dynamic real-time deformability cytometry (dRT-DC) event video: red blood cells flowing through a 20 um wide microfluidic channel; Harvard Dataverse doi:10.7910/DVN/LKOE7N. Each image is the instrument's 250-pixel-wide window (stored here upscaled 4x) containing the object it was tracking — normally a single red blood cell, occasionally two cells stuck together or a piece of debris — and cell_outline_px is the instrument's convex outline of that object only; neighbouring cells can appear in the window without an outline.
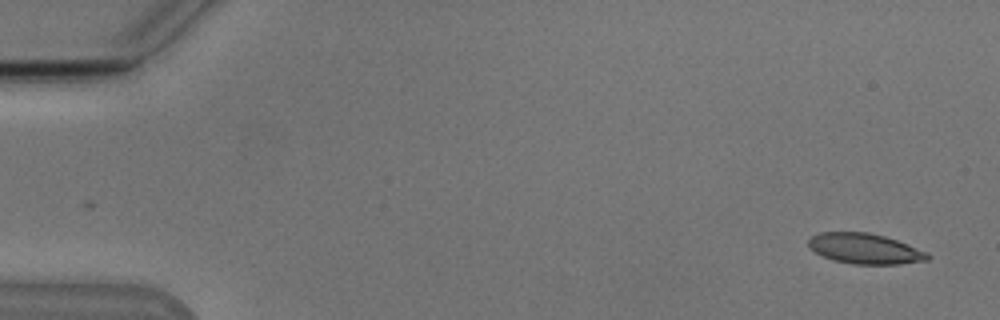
{"species": "Egyptian fruit bat (a non-hibernating species)", "species_latin": "Rousettus aegyptiacus", "temperature_condition": "cold", "stored_images_in_passage": 52, "camera_frame_rate_fps": 3000, "um_per_image_px": 0.085, "animal": {"sex": "male"}, "frame": {"image": 1, "passage_image": 1, "time_ms": 0.0, "image_size_px": [1000, 320], "cell_outline_px": [[932, 256], [928, 260], [900, 264], [852, 264], [832, 260], [808, 248], [808, 240], [812, 236], [820, 232], [868, 232], [884, 236], [896, 240], [928, 252]], "centroid_in_image_um": [73.52, 21.14], "position_along_channel_um": 11.5, "area_um2": 21.15}}
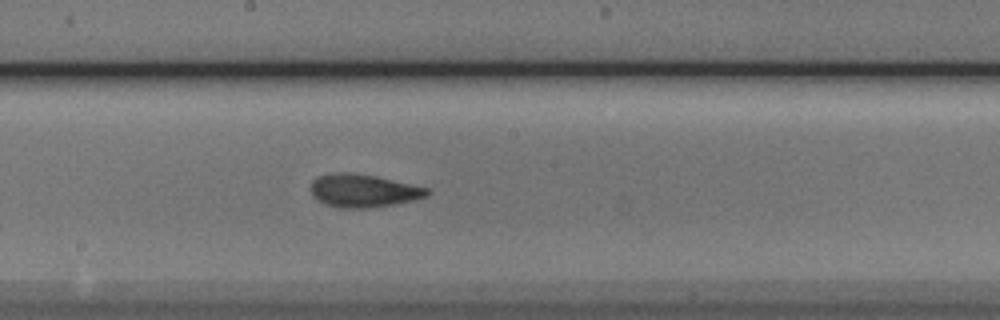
{"frame": {"image": 2, "passage_image": 28, "time_ms": 9.0, "image_size_px": [1000, 320], "cell_outline_px": [[432, 192], [428, 196], [412, 200], [372, 208], [340, 208], [324, 204], [316, 200], [312, 196], [312, 180], [316, 176], [332, 172], [348, 172], [376, 176], [428, 188]], "centroid_in_image_um": [30.85, 16.2], "position_along_channel_um": 217.3, "area_um2": 22.54}}
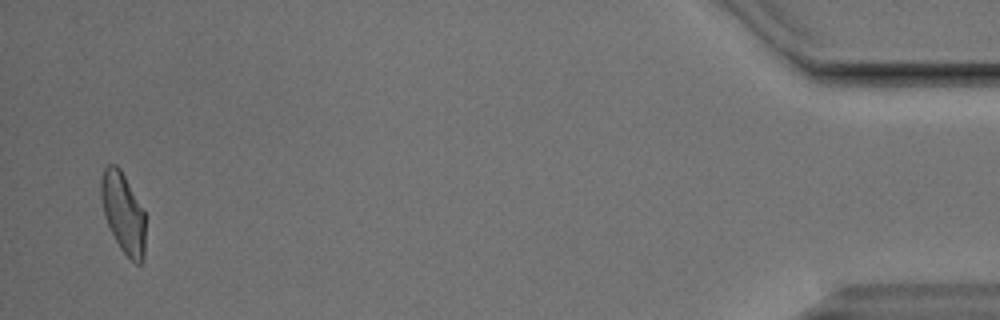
{"frame": {"image": 3, "passage_image": 51, "time_ms": 16.667, "image_size_px": [1000, 320], "cell_outline_px": [[144, 260], [140, 264], [136, 264], [120, 248], [108, 224], [104, 212], [100, 196], [100, 180], [104, 168], [108, 164], [116, 164], [120, 168], [144, 212]], "centroid_in_image_um": [10.45, 18.07], "position_along_channel_um": 424.7, "area_um2": 20.4}, "authors_computed_cell_mechanics": {"area_um2": 21.4438, "velocity_mm_per_s": 3.8054, "shape_relaxation_time_tau1_ms": 4.7624, "shape_relaxation_time_tau2_ms": 2.1039, "deformation_change_tau1": 0.1677, "deformation_change_tau2": 0.0831}}